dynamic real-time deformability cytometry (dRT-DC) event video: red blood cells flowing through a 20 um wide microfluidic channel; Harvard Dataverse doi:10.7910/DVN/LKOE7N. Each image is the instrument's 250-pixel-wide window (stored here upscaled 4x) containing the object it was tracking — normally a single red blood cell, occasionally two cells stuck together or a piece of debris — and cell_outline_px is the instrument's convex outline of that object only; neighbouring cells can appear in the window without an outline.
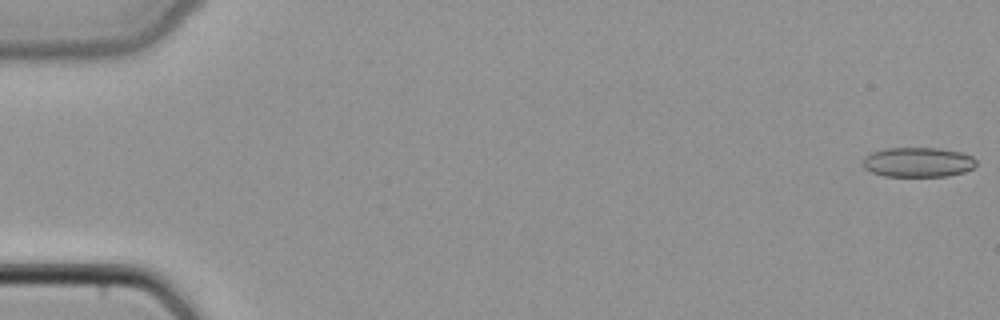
{"species": "common noctule bat (a hibernating species)", "species_latin": "Nyctalus noctula", "temperature_condition": "cold", "stored_images_in_passage": 45, "camera_frame_rate_fps": 3000, "um_per_image_px": 0.085, "animal": {"sex": "female", "body_mass_g": 22.7, "forearm_length_mm": 54.2}, "frame": {"image": 1, "passage_image": 1, "time_ms": 0.0, "image_size_px": [1000, 320], "cell_outline_px": [[976, 164], [972, 168], [964, 172], [948, 176], [884, 176], [872, 172], [864, 168], [860, 160], [864, 156], [872, 152], [884, 148], [940, 148], [960, 152], [972, 156], [976, 160]], "centroid_in_image_um": [77.99, 13.78], "position_along_channel_um": 7.0, "area_um2": 19.83}}
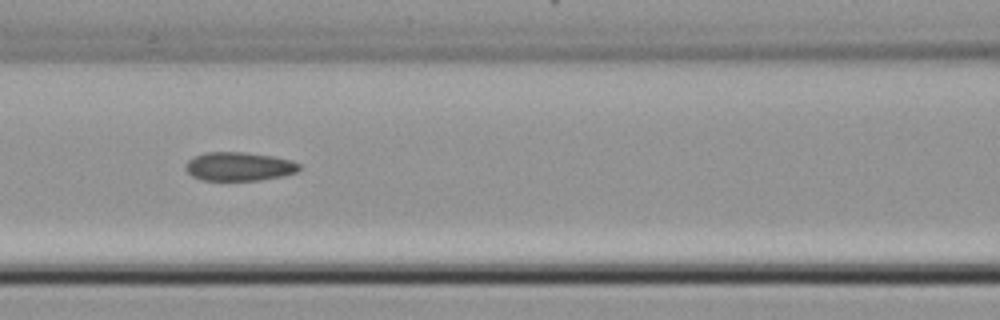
{"frame": {"image": 2, "passage_image": 22, "time_ms": 7.0, "image_size_px": [1000, 320], "cell_outline_px": [[300, 168], [296, 172], [284, 176], [260, 180], [200, 180], [192, 176], [184, 168], [188, 160], [204, 152], [244, 152], [272, 156], [292, 160], [300, 164]], "centroid_in_image_um": [20.32, 14.15], "position_along_channel_um": 146.3, "area_um2": 19.07}}
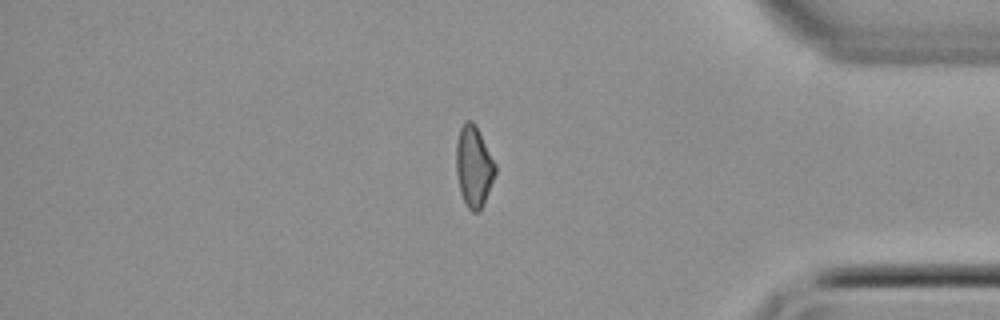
{"frame": {"image": 3, "passage_image": 41, "time_ms": 13.333, "image_size_px": [1000, 320], "cell_outline_px": [[496, 172], [480, 212], [472, 212], [468, 208], [460, 192], [456, 172], [456, 140], [460, 128], [464, 120], [472, 120], [496, 164]], "centroid_in_image_um": [40.25, 14.15], "position_along_channel_um": 395.0, "area_um2": 18.32}}